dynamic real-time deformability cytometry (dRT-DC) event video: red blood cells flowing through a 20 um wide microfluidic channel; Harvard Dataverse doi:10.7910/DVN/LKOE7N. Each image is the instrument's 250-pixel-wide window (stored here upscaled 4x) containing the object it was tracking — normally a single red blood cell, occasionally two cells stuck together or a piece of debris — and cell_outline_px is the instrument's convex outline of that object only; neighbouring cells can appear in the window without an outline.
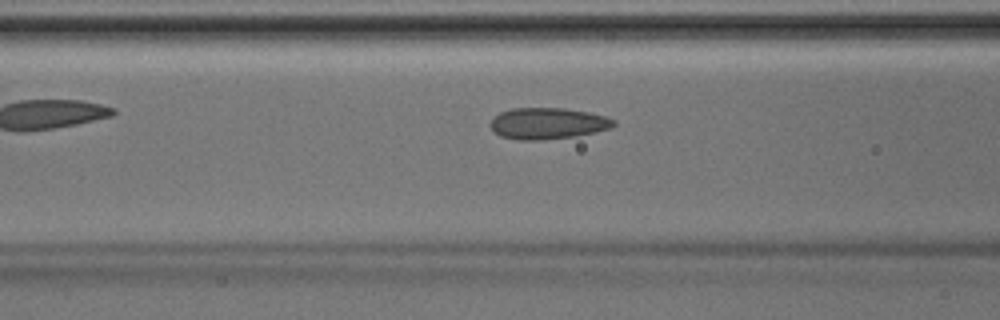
{"species": "Egyptian fruit bat (a non-hibernating species)", "species_latin": "Rousettus aegyptiacus", "temperature_condition": "room temperature", "stored_images_in_passage": 32, "camera_frame_rate_fps": 3000, "um_per_image_px": 0.085, "animal": {"sex": "male"}, "frame": {"image": 1, "passage_image": 5, "time_ms": 1.333, "image_size_px": [1000, 320], "cell_outline_px": [[616, 124], [612, 128], [576, 136], [540, 140], [516, 140], [500, 136], [488, 124], [500, 112], [512, 108], [564, 108], [588, 112], [604, 116], [616, 120]], "centroid_in_image_um": [46.56, 10.49], "position_along_channel_um": 120.0, "area_um2": 22.54}}
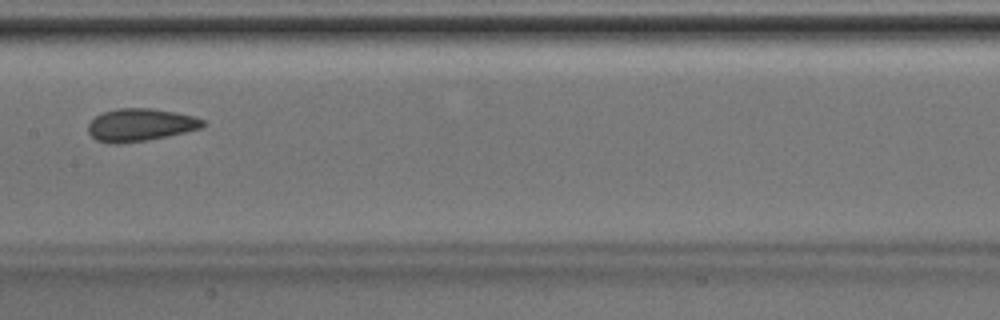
{"frame": {"image": 2, "passage_image": 10, "time_ms": 3.0, "image_size_px": [1000, 320], "cell_outline_px": [[208, 124], [200, 128], [168, 136], [148, 140], [120, 144], [108, 144], [96, 140], [88, 132], [88, 124], [96, 116], [104, 112], [120, 108], [152, 108], [176, 112], [192, 116], [204, 120]], "centroid_in_image_um": [11.92, 10.62], "position_along_channel_um": 195.5, "area_um2": 21.91}}